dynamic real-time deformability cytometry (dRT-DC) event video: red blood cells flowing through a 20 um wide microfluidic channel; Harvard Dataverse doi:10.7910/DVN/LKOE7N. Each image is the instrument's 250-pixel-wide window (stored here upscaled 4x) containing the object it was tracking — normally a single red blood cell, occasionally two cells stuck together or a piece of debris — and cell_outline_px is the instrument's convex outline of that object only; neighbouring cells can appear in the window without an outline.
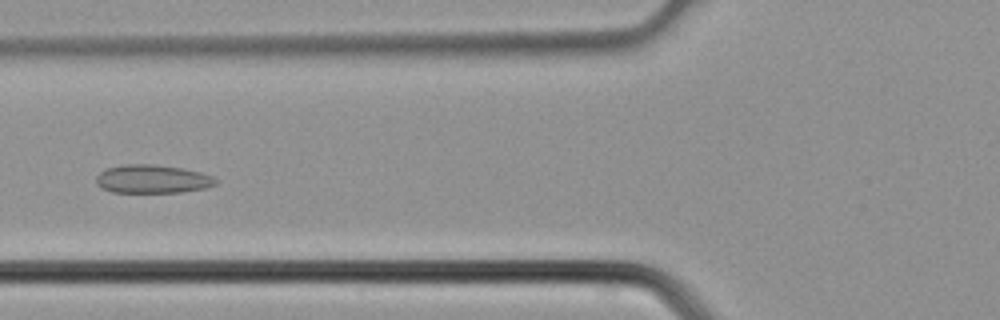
{"species": "common noctule bat (a hibernating species)", "species_latin": "Nyctalus noctula", "temperature_condition": "cold", "stored_images_in_passage": 4, "camera_frame_rate_fps": 3000, "um_per_image_px": 0.085, "animal": {"sex": "male", "body_mass_g": 21.5, "forearm_length_mm": 52.0}, "frame": {"image": 1, "passage_image": 4, "time_ms": 1.0, "image_size_px": [1000, 320], "cell_outline_px": [[216, 184], [208, 188], [180, 192], [112, 192], [100, 188], [96, 184], [96, 176], [100, 172], [108, 168], [124, 164], [152, 164], [184, 168], [200, 172], [212, 176], [216, 180]], "centroid_in_image_um": [12.95, 15.22], "position_along_channel_um": 112.9, "area_um2": 19.88}}